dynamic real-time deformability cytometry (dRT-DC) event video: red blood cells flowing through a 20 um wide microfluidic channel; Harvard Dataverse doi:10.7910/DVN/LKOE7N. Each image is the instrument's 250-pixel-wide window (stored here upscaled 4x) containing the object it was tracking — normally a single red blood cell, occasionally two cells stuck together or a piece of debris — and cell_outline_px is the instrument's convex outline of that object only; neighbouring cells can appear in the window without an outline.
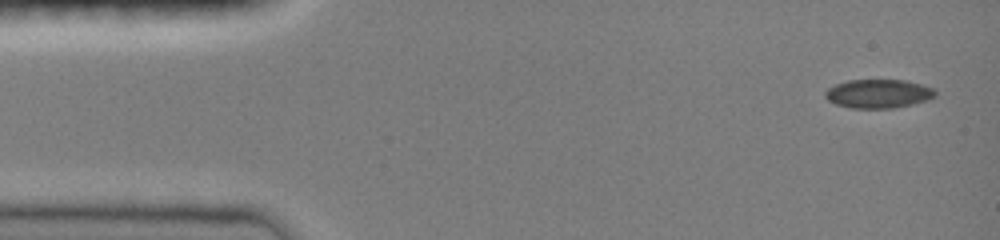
{"species": "common noctule bat (a hibernating species)", "species_latin": "Nyctalus noctula", "temperature_condition": "room temperature", "stored_images_in_passage": 46, "camera_frame_rate_fps": 3000, "um_per_image_px": 0.085, "animal": {"sex": "female", "body_mass_g": 19.0, "forearm_length_mm": 51.5}, "frame": {"image": 1, "passage_image": 1, "time_ms": 0.0, "image_size_px": [1000, 240], "cell_outline_px": [[936, 96], [928, 100], [912, 104], [892, 108], [852, 108], [836, 104], [828, 100], [824, 96], [824, 92], [828, 88], [836, 84], [848, 80], [904, 80], [936, 88]], "centroid_in_image_um": [74.68, 7.96], "position_along_channel_um": 10.3, "area_um2": 18.5}}
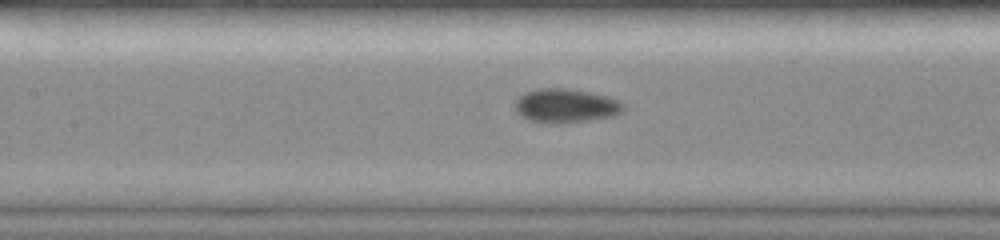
{"frame": {"image": 2, "passage_image": 20, "time_ms": 6.333, "image_size_px": [1000, 240], "cell_outline_px": [[624, 108], [620, 112], [612, 116], [588, 120], [556, 124], [552, 124], [532, 120], [520, 116], [516, 112], [516, 96], [524, 92], [540, 88], [564, 88], [588, 92], [608, 96], [620, 100], [624, 104]], "centroid_in_image_um": [48.06, 8.98], "position_along_channel_um": 159.3, "area_um2": 21.44}}
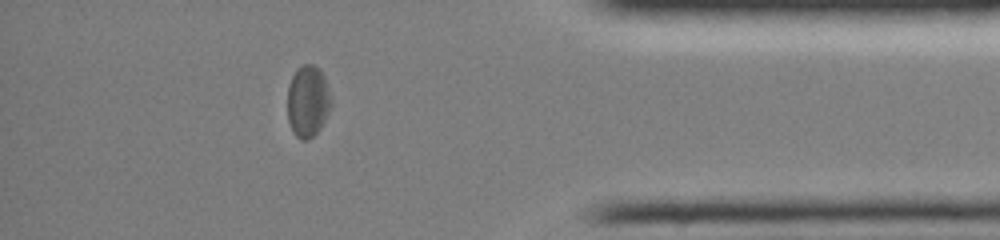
{"frame": {"image": 3, "passage_image": 40, "time_ms": 13.0, "image_size_px": [1000, 240], "cell_outline_px": [[332, 108], [320, 128], [308, 140], [300, 140], [296, 136], [288, 120], [288, 84], [296, 68], [304, 64], [312, 64], [320, 68], [324, 76], [332, 100]], "centroid_in_image_um": [26.18, 8.58], "position_along_channel_um": 409.0, "area_um2": 18.44}, "authors_computed_cell_mechanics": {"area_um2": 19.2185, "velocity_mm_per_s": 4.0221, "shape_relaxation_time_tau1_ms": 8.9093, "shape_relaxation_time_tau2_ms": 3.0129, "deformation_change_tau1": 0.1544, "deformation_change_tau2": 0.0492}}